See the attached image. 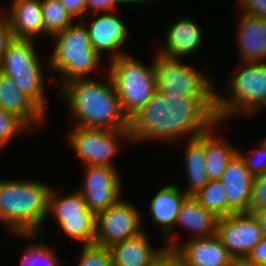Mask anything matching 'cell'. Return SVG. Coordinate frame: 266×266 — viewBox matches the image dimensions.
I'll use <instances>...</instances> for the list:
<instances>
[{
  "label": "cell",
  "mask_w": 266,
  "mask_h": 266,
  "mask_svg": "<svg viewBox=\"0 0 266 266\" xmlns=\"http://www.w3.org/2000/svg\"><path fill=\"white\" fill-rule=\"evenodd\" d=\"M112 12H104L101 16H97L90 26H87L91 46L102 57L105 52H109L110 60L120 55L126 54L121 50V46L125 44L129 37L128 29L122 19L114 15Z\"/></svg>",
  "instance_id": "cell-15"
},
{
  "label": "cell",
  "mask_w": 266,
  "mask_h": 266,
  "mask_svg": "<svg viewBox=\"0 0 266 266\" xmlns=\"http://www.w3.org/2000/svg\"><path fill=\"white\" fill-rule=\"evenodd\" d=\"M119 200L96 215V236L94 243L111 245L138 236L144 231L142 214L132 203ZM142 226V227H141Z\"/></svg>",
  "instance_id": "cell-10"
},
{
  "label": "cell",
  "mask_w": 266,
  "mask_h": 266,
  "mask_svg": "<svg viewBox=\"0 0 266 266\" xmlns=\"http://www.w3.org/2000/svg\"><path fill=\"white\" fill-rule=\"evenodd\" d=\"M227 266H254L247 258L233 257Z\"/></svg>",
  "instance_id": "cell-40"
},
{
  "label": "cell",
  "mask_w": 266,
  "mask_h": 266,
  "mask_svg": "<svg viewBox=\"0 0 266 266\" xmlns=\"http://www.w3.org/2000/svg\"><path fill=\"white\" fill-rule=\"evenodd\" d=\"M171 255L180 266H227L233 258L217 235L173 242Z\"/></svg>",
  "instance_id": "cell-13"
},
{
  "label": "cell",
  "mask_w": 266,
  "mask_h": 266,
  "mask_svg": "<svg viewBox=\"0 0 266 266\" xmlns=\"http://www.w3.org/2000/svg\"><path fill=\"white\" fill-rule=\"evenodd\" d=\"M253 179L244 159L237 152L229 161L220 179L227 194V216L233 213L250 212Z\"/></svg>",
  "instance_id": "cell-14"
},
{
  "label": "cell",
  "mask_w": 266,
  "mask_h": 266,
  "mask_svg": "<svg viewBox=\"0 0 266 266\" xmlns=\"http://www.w3.org/2000/svg\"><path fill=\"white\" fill-rule=\"evenodd\" d=\"M107 72L110 74L124 114L130 119L155 94L157 83L155 66H146L128 54L110 60Z\"/></svg>",
  "instance_id": "cell-6"
},
{
  "label": "cell",
  "mask_w": 266,
  "mask_h": 266,
  "mask_svg": "<svg viewBox=\"0 0 266 266\" xmlns=\"http://www.w3.org/2000/svg\"><path fill=\"white\" fill-rule=\"evenodd\" d=\"M250 213H252L258 221L263 237H266V211Z\"/></svg>",
  "instance_id": "cell-39"
},
{
  "label": "cell",
  "mask_w": 266,
  "mask_h": 266,
  "mask_svg": "<svg viewBox=\"0 0 266 266\" xmlns=\"http://www.w3.org/2000/svg\"><path fill=\"white\" fill-rule=\"evenodd\" d=\"M35 45L32 39L14 38L0 62V72L10 77L17 87L46 112L45 78Z\"/></svg>",
  "instance_id": "cell-7"
},
{
  "label": "cell",
  "mask_w": 266,
  "mask_h": 266,
  "mask_svg": "<svg viewBox=\"0 0 266 266\" xmlns=\"http://www.w3.org/2000/svg\"><path fill=\"white\" fill-rule=\"evenodd\" d=\"M9 9L3 15L15 39L34 40L43 35L41 0H13Z\"/></svg>",
  "instance_id": "cell-20"
},
{
  "label": "cell",
  "mask_w": 266,
  "mask_h": 266,
  "mask_svg": "<svg viewBox=\"0 0 266 266\" xmlns=\"http://www.w3.org/2000/svg\"><path fill=\"white\" fill-rule=\"evenodd\" d=\"M228 82V97L216 92V118L225 122L239 112L248 114L266 108V62H242Z\"/></svg>",
  "instance_id": "cell-5"
},
{
  "label": "cell",
  "mask_w": 266,
  "mask_h": 266,
  "mask_svg": "<svg viewBox=\"0 0 266 266\" xmlns=\"http://www.w3.org/2000/svg\"><path fill=\"white\" fill-rule=\"evenodd\" d=\"M187 196L178 184L172 183L163 186L151 200L149 214L152 222L161 226L162 240L174 231L180 206Z\"/></svg>",
  "instance_id": "cell-22"
},
{
  "label": "cell",
  "mask_w": 266,
  "mask_h": 266,
  "mask_svg": "<svg viewBox=\"0 0 266 266\" xmlns=\"http://www.w3.org/2000/svg\"><path fill=\"white\" fill-rule=\"evenodd\" d=\"M266 211V173L253 179V195L250 212Z\"/></svg>",
  "instance_id": "cell-33"
},
{
  "label": "cell",
  "mask_w": 266,
  "mask_h": 266,
  "mask_svg": "<svg viewBox=\"0 0 266 266\" xmlns=\"http://www.w3.org/2000/svg\"><path fill=\"white\" fill-rule=\"evenodd\" d=\"M242 13L266 19V0H238Z\"/></svg>",
  "instance_id": "cell-34"
},
{
  "label": "cell",
  "mask_w": 266,
  "mask_h": 266,
  "mask_svg": "<svg viewBox=\"0 0 266 266\" xmlns=\"http://www.w3.org/2000/svg\"><path fill=\"white\" fill-rule=\"evenodd\" d=\"M157 266H180V263L169 254Z\"/></svg>",
  "instance_id": "cell-41"
},
{
  "label": "cell",
  "mask_w": 266,
  "mask_h": 266,
  "mask_svg": "<svg viewBox=\"0 0 266 266\" xmlns=\"http://www.w3.org/2000/svg\"><path fill=\"white\" fill-rule=\"evenodd\" d=\"M216 235L232 257L246 258L263 238L255 216L233 213L218 219Z\"/></svg>",
  "instance_id": "cell-11"
},
{
  "label": "cell",
  "mask_w": 266,
  "mask_h": 266,
  "mask_svg": "<svg viewBox=\"0 0 266 266\" xmlns=\"http://www.w3.org/2000/svg\"><path fill=\"white\" fill-rule=\"evenodd\" d=\"M251 151V155L245 156V154L240 151L238 153L244 159L247 169L253 175V177L262 175L266 173V144L261 140L257 148H253Z\"/></svg>",
  "instance_id": "cell-32"
},
{
  "label": "cell",
  "mask_w": 266,
  "mask_h": 266,
  "mask_svg": "<svg viewBox=\"0 0 266 266\" xmlns=\"http://www.w3.org/2000/svg\"><path fill=\"white\" fill-rule=\"evenodd\" d=\"M119 4H122L120 0H86V15L90 16L97 14L98 12H111ZM88 12V13H87ZM91 12V13H89ZM92 14V15H91Z\"/></svg>",
  "instance_id": "cell-35"
},
{
  "label": "cell",
  "mask_w": 266,
  "mask_h": 266,
  "mask_svg": "<svg viewBox=\"0 0 266 266\" xmlns=\"http://www.w3.org/2000/svg\"><path fill=\"white\" fill-rule=\"evenodd\" d=\"M68 143L82 160V165L112 166L113 157L119 153V139L131 142L129 130H108L71 126Z\"/></svg>",
  "instance_id": "cell-9"
},
{
  "label": "cell",
  "mask_w": 266,
  "mask_h": 266,
  "mask_svg": "<svg viewBox=\"0 0 266 266\" xmlns=\"http://www.w3.org/2000/svg\"><path fill=\"white\" fill-rule=\"evenodd\" d=\"M217 122L216 97L166 95L157 90L129 119V132L132 143L160 139L168 144L184 136L196 138Z\"/></svg>",
  "instance_id": "cell-1"
},
{
  "label": "cell",
  "mask_w": 266,
  "mask_h": 266,
  "mask_svg": "<svg viewBox=\"0 0 266 266\" xmlns=\"http://www.w3.org/2000/svg\"><path fill=\"white\" fill-rule=\"evenodd\" d=\"M254 266L266 265V237L251 250L246 257Z\"/></svg>",
  "instance_id": "cell-38"
},
{
  "label": "cell",
  "mask_w": 266,
  "mask_h": 266,
  "mask_svg": "<svg viewBox=\"0 0 266 266\" xmlns=\"http://www.w3.org/2000/svg\"><path fill=\"white\" fill-rule=\"evenodd\" d=\"M43 36H53L76 21L60 0H41ZM74 20V21H73Z\"/></svg>",
  "instance_id": "cell-26"
},
{
  "label": "cell",
  "mask_w": 266,
  "mask_h": 266,
  "mask_svg": "<svg viewBox=\"0 0 266 266\" xmlns=\"http://www.w3.org/2000/svg\"><path fill=\"white\" fill-rule=\"evenodd\" d=\"M145 231L109 247L114 266H157L170 254L166 246L155 250Z\"/></svg>",
  "instance_id": "cell-16"
},
{
  "label": "cell",
  "mask_w": 266,
  "mask_h": 266,
  "mask_svg": "<svg viewBox=\"0 0 266 266\" xmlns=\"http://www.w3.org/2000/svg\"><path fill=\"white\" fill-rule=\"evenodd\" d=\"M31 129L15 114L0 107V149L20 133H27Z\"/></svg>",
  "instance_id": "cell-30"
},
{
  "label": "cell",
  "mask_w": 266,
  "mask_h": 266,
  "mask_svg": "<svg viewBox=\"0 0 266 266\" xmlns=\"http://www.w3.org/2000/svg\"><path fill=\"white\" fill-rule=\"evenodd\" d=\"M237 31L242 62H266V19L241 14Z\"/></svg>",
  "instance_id": "cell-21"
},
{
  "label": "cell",
  "mask_w": 266,
  "mask_h": 266,
  "mask_svg": "<svg viewBox=\"0 0 266 266\" xmlns=\"http://www.w3.org/2000/svg\"><path fill=\"white\" fill-rule=\"evenodd\" d=\"M116 168L84 165V185L78 191L84 196L87 208L95 215L121 199V177Z\"/></svg>",
  "instance_id": "cell-12"
},
{
  "label": "cell",
  "mask_w": 266,
  "mask_h": 266,
  "mask_svg": "<svg viewBox=\"0 0 266 266\" xmlns=\"http://www.w3.org/2000/svg\"><path fill=\"white\" fill-rule=\"evenodd\" d=\"M185 149L184 165L190 185L183 191L188 196H193L210 181L205 162V133L188 139Z\"/></svg>",
  "instance_id": "cell-23"
},
{
  "label": "cell",
  "mask_w": 266,
  "mask_h": 266,
  "mask_svg": "<svg viewBox=\"0 0 266 266\" xmlns=\"http://www.w3.org/2000/svg\"><path fill=\"white\" fill-rule=\"evenodd\" d=\"M156 55V56H155ZM154 55L157 90L166 95L189 97H216L215 82L212 77L202 74L192 65L168 58L158 53Z\"/></svg>",
  "instance_id": "cell-8"
},
{
  "label": "cell",
  "mask_w": 266,
  "mask_h": 266,
  "mask_svg": "<svg viewBox=\"0 0 266 266\" xmlns=\"http://www.w3.org/2000/svg\"><path fill=\"white\" fill-rule=\"evenodd\" d=\"M40 240L38 244H29L23 256L20 257V266H59V259L55 255L56 248L46 245ZM28 248V249H27Z\"/></svg>",
  "instance_id": "cell-29"
},
{
  "label": "cell",
  "mask_w": 266,
  "mask_h": 266,
  "mask_svg": "<svg viewBox=\"0 0 266 266\" xmlns=\"http://www.w3.org/2000/svg\"><path fill=\"white\" fill-rule=\"evenodd\" d=\"M58 192L57 188L56 190L52 188L47 213L55 217L58 225L63 221V217L96 216L87 208L84 196L79 191L66 196L58 195Z\"/></svg>",
  "instance_id": "cell-25"
},
{
  "label": "cell",
  "mask_w": 266,
  "mask_h": 266,
  "mask_svg": "<svg viewBox=\"0 0 266 266\" xmlns=\"http://www.w3.org/2000/svg\"><path fill=\"white\" fill-rule=\"evenodd\" d=\"M166 31L165 44L156 49V53L168 58H183L186 55L199 50L202 45L203 29L193 18L183 16L170 25Z\"/></svg>",
  "instance_id": "cell-17"
},
{
  "label": "cell",
  "mask_w": 266,
  "mask_h": 266,
  "mask_svg": "<svg viewBox=\"0 0 266 266\" xmlns=\"http://www.w3.org/2000/svg\"><path fill=\"white\" fill-rule=\"evenodd\" d=\"M120 1H121V3L124 4V5H125V4H127V5H128V4H129V5L131 4V5H132V4H140V3L142 4V3H144V2H150V1H153V0H120Z\"/></svg>",
  "instance_id": "cell-42"
},
{
  "label": "cell",
  "mask_w": 266,
  "mask_h": 266,
  "mask_svg": "<svg viewBox=\"0 0 266 266\" xmlns=\"http://www.w3.org/2000/svg\"><path fill=\"white\" fill-rule=\"evenodd\" d=\"M0 62L8 47V44L14 39L12 30L6 17L0 12Z\"/></svg>",
  "instance_id": "cell-36"
},
{
  "label": "cell",
  "mask_w": 266,
  "mask_h": 266,
  "mask_svg": "<svg viewBox=\"0 0 266 266\" xmlns=\"http://www.w3.org/2000/svg\"><path fill=\"white\" fill-rule=\"evenodd\" d=\"M223 122H217L205 132L206 171L210 180H220L229 161L238 152L229 142L212 131ZM219 136V137H218Z\"/></svg>",
  "instance_id": "cell-24"
},
{
  "label": "cell",
  "mask_w": 266,
  "mask_h": 266,
  "mask_svg": "<svg viewBox=\"0 0 266 266\" xmlns=\"http://www.w3.org/2000/svg\"><path fill=\"white\" fill-rule=\"evenodd\" d=\"M224 185L220 180H210L193 197L218 218L227 216V197Z\"/></svg>",
  "instance_id": "cell-27"
},
{
  "label": "cell",
  "mask_w": 266,
  "mask_h": 266,
  "mask_svg": "<svg viewBox=\"0 0 266 266\" xmlns=\"http://www.w3.org/2000/svg\"><path fill=\"white\" fill-rule=\"evenodd\" d=\"M0 107L15 114L31 130L45 121L46 112L26 93L17 87L12 79L0 72ZM33 128V129H32Z\"/></svg>",
  "instance_id": "cell-19"
},
{
  "label": "cell",
  "mask_w": 266,
  "mask_h": 266,
  "mask_svg": "<svg viewBox=\"0 0 266 266\" xmlns=\"http://www.w3.org/2000/svg\"><path fill=\"white\" fill-rule=\"evenodd\" d=\"M60 2L75 20L80 19L84 23L82 20L87 19V17L82 19L83 14L86 13V0H60Z\"/></svg>",
  "instance_id": "cell-37"
},
{
  "label": "cell",
  "mask_w": 266,
  "mask_h": 266,
  "mask_svg": "<svg viewBox=\"0 0 266 266\" xmlns=\"http://www.w3.org/2000/svg\"><path fill=\"white\" fill-rule=\"evenodd\" d=\"M79 22L52 36L56 42L48 66L60 75L61 86L76 78H86L101 64V56L91 46L87 27Z\"/></svg>",
  "instance_id": "cell-4"
},
{
  "label": "cell",
  "mask_w": 266,
  "mask_h": 266,
  "mask_svg": "<svg viewBox=\"0 0 266 266\" xmlns=\"http://www.w3.org/2000/svg\"><path fill=\"white\" fill-rule=\"evenodd\" d=\"M51 190L40 181L0 180V223L11 234L33 240L48 215Z\"/></svg>",
  "instance_id": "cell-3"
},
{
  "label": "cell",
  "mask_w": 266,
  "mask_h": 266,
  "mask_svg": "<svg viewBox=\"0 0 266 266\" xmlns=\"http://www.w3.org/2000/svg\"><path fill=\"white\" fill-rule=\"evenodd\" d=\"M77 266H114L109 247L96 243L83 245Z\"/></svg>",
  "instance_id": "cell-31"
},
{
  "label": "cell",
  "mask_w": 266,
  "mask_h": 266,
  "mask_svg": "<svg viewBox=\"0 0 266 266\" xmlns=\"http://www.w3.org/2000/svg\"><path fill=\"white\" fill-rule=\"evenodd\" d=\"M218 219L213 212L205 209L193 196H187L180 206L174 231L165 238V242L169 241L168 245L166 244L167 250L170 254L173 252V241L175 240L173 236H175L177 225L191 230L194 234L191 238L209 237L216 234Z\"/></svg>",
  "instance_id": "cell-18"
},
{
  "label": "cell",
  "mask_w": 266,
  "mask_h": 266,
  "mask_svg": "<svg viewBox=\"0 0 266 266\" xmlns=\"http://www.w3.org/2000/svg\"><path fill=\"white\" fill-rule=\"evenodd\" d=\"M68 237L86 244H93L96 236V216L63 217L58 225Z\"/></svg>",
  "instance_id": "cell-28"
},
{
  "label": "cell",
  "mask_w": 266,
  "mask_h": 266,
  "mask_svg": "<svg viewBox=\"0 0 266 266\" xmlns=\"http://www.w3.org/2000/svg\"><path fill=\"white\" fill-rule=\"evenodd\" d=\"M106 84L89 78H76L64 83L61 98L73 116V126L129 130L114 82L108 72Z\"/></svg>",
  "instance_id": "cell-2"
}]
</instances>
